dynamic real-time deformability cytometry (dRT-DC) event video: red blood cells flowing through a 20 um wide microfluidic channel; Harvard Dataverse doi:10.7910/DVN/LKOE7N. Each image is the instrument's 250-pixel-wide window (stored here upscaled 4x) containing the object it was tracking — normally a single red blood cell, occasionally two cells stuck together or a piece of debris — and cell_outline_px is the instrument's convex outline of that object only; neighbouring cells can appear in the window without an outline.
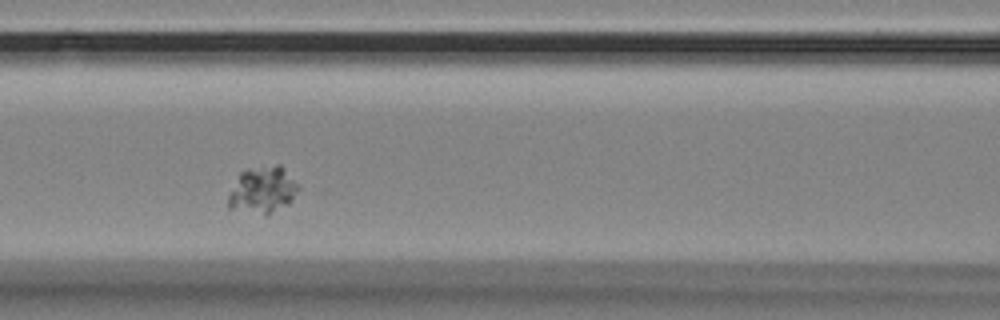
{"species": "Egyptian fruit bat (a non-hibernating species)", "species_latin": "Rousettus aegyptiacus", "temperature_condition": "room temperature", "stored_images_in_passage": 5, "camera_frame_rate_fps": 3000, "um_per_image_px": 0.085, "animal": {"sex": "female"}, "frame": {"image": 1, "passage_image": 3, "time_ms": 0.667, "image_size_px": [1000, 320], "cell_outline_px": [[300, 188], [292, 200], [288, 204], [268, 216], [264, 216], [228, 208], [228, 192], [240, 172], [248, 168], [276, 164], [280, 164]], "centroid_in_image_um": [22.29, 16.17], "position_along_channel_um": 144.3, "area_um2": 19.42}}
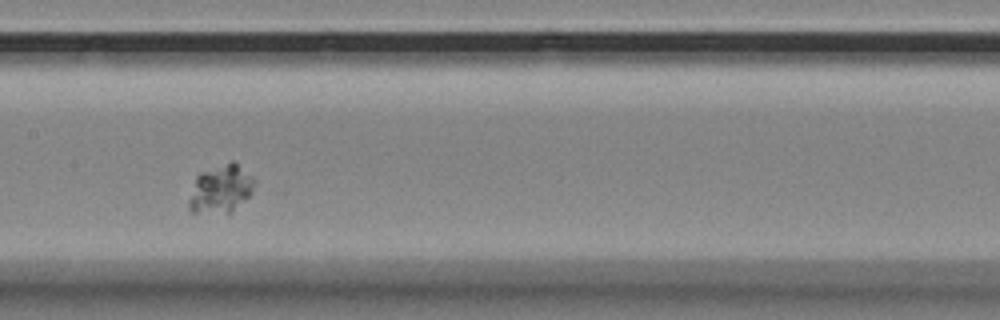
{"frame": {"image": 2, "passage_image": 4, "time_ms": 1.0, "image_size_px": [1000, 320], "cell_outline_px": [[256, 184], [252, 192], [232, 212], [192, 212], [188, 208], [188, 200], [196, 176], [200, 172], [232, 160], [252, 176], [256, 180]], "centroid_in_image_um": [18.76, 16.04], "position_along_channel_um": 188.6, "area_um2": 18.26}}
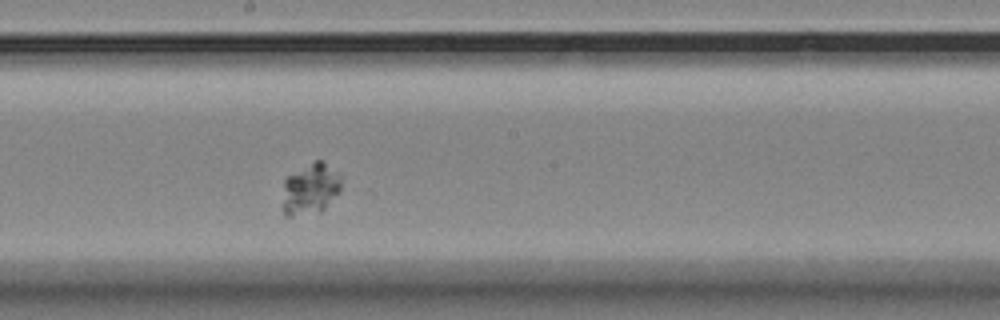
{"frame": {"image": 3, "passage_image": 5, "time_ms": 1.333, "image_size_px": [1000, 320], "cell_outline_px": [[340, 192], [320, 212], [292, 216], [284, 216], [280, 204], [284, 180], [288, 176], [316, 160], [320, 160], [340, 176]], "centroid_in_image_um": [26.31, 16.12], "position_along_channel_um": 221.9, "area_um2": 17.46}}